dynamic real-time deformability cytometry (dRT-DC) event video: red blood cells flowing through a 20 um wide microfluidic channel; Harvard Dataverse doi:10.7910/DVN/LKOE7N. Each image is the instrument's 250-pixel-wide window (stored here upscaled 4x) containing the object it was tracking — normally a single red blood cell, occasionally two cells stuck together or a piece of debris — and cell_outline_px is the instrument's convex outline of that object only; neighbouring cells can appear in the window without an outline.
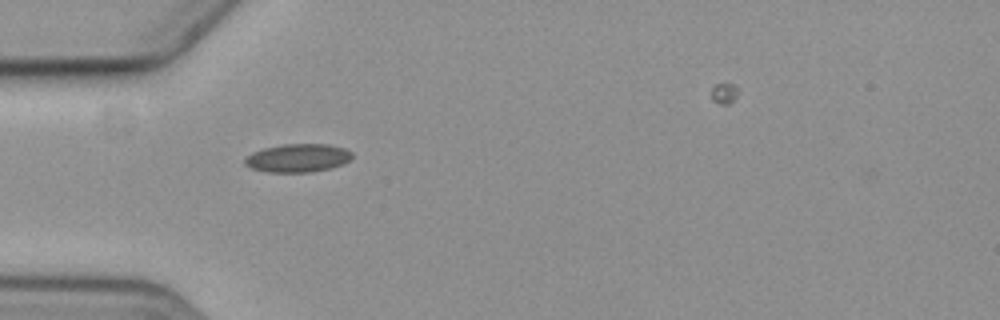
{"species": "common noctule bat (a hibernating species)", "species_latin": "Nyctalus noctula", "temperature_condition": "cold", "stored_images_in_passage": 2, "camera_frame_rate_fps": 3000, "um_per_image_px": 0.085, "animal": {"sex": "female", "body_mass_g": 19.3, "forearm_length_mm": 54.1}, "frame": {"image": 1, "passage_image": 1, "time_ms": 0.0, "image_size_px": [1000, 320], "cell_outline_px": [[352, 156], [344, 164], [332, 168], [312, 172], [268, 172], [252, 168], [244, 164], [244, 160], [252, 152], [264, 148], [284, 144], [328, 144], [344, 148], [352, 152]], "centroid_in_image_um": [25.33, 13.43], "position_along_channel_um": 59.7, "area_um2": 17.69}}
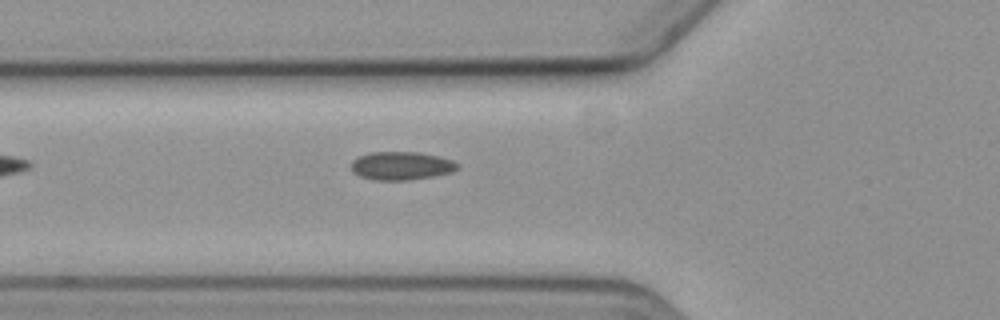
{"frame": {"image": 2, "passage_image": 2, "time_ms": 1.0, "image_size_px": [1000, 320], "cell_outline_px": [[460, 164], [452, 172], [432, 176], [408, 180], [376, 180], [360, 176], [352, 172], [352, 160], [356, 156], [368, 152], [420, 152], [440, 156], [452, 160]], "centroid_in_image_um": [34.09, 14.07], "position_along_channel_um": 91.7, "area_um2": 17.63}}